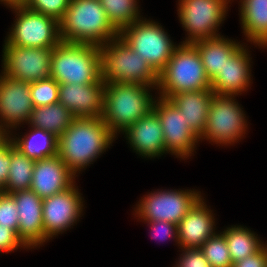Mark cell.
<instances>
[{
	"mask_svg": "<svg viewBox=\"0 0 267 267\" xmlns=\"http://www.w3.org/2000/svg\"><path fill=\"white\" fill-rule=\"evenodd\" d=\"M169 36L161 24L144 17L119 32V37L158 74L177 47Z\"/></svg>",
	"mask_w": 267,
	"mask_h": 267,
	"instance_id": "cell-7",
	"label": "cell"
},
{
	"mask_svg": "<svg viewBox=\"0 0 267 267\" xmlns=\"http://www.w3.org/2000/svg\"><path fill=\"white\" fill-rule=\"evenodd\" d=\"M153 110L162 124L166 152L182 160L191 157L200 140L186 124L179 108L169 99L158 96Z\"/></svg>",
	"mask_w": 267,
	"mask_h": 267,
	"instance_id": "cell-13",
	"label": "cell"
},
{
	"mask_svg": "<svg viewBox=\"0 0 267 267\" xmlns=\"http://www.w3.org/2000/svg\"><path fill=\"white\" fill-rule=\"evenodd\" d=\"M105 82L92 84H59V103L75 118L102 117Z\"/></svg>",
	"mask_w": 267,
	"mask_h": 267,
	"instance_id": "cell-17",
	"label": "cell"
},
{
	"mask_svg": "<svg viewBox=\"0 0 267 267\" xmlns=\"http://www.w3.org/2000/svg\"><path fill=\"white\" fill-rule=\"evenodd\" d=\"M212 89L181 92L169 100L183 113L186 124L200 138L204 133L212 95Z\"/></svg>",
	"mask_w": 267,
	"mask_h": 267,
	"instance_id": "cell-22",
	"label": "cell"
},
{
	"mask_svg": "<svg viewBox=\"0 0 267 267\" xmlns=\"http://www.w3.org/2000/svg\"><path fill=\"white\" fill-rule=\"evenodd\" d=\"M21 247L28 249L14 230L0 226V253H11Z\"/></svg>",
	"mask_w": 267,
	"mask_h": 267,
	"instance_id": "cell-36",
	"label": "cell"
},
{
	"mask_svg": "<svg viewBox=\"0 0 267 267\" xmlns=\"http://www.w3.org/2000/svg\"><path fill=\"white\" fill-rule=\"evenodd\" d=\"M83 199L75 184L63 192L43 199V229L47 241L69 230L79 221L85 209Z\"/></svg>",
	"mask_w": 267,
	"mask_h": 267,
	"instance_id": "cell-14",
	"label": "cell"
},
{
	"mask_svg": "<svg viewBox=\"0 0 267 267\" xmlns=\"http://www.w3.org/2000/svg\"><path fill=\"white\" fill-rule=\"evenodd\" d=\"M30 97L34 107L58 103L59 83L51 77L31 82Z\"/></svg>",
	"mask_w": 267,
	"mask_h": 267,
	"instance_id": "cell-31",
	"label": "cell"
},
{
	"mask_svg": "<svg viewBox=\"0 0 267 267\" xmlns=\"http://www.w3.org/2000/svg\"><path fill=\"white\" fill-rule=\"evenodd\" d=\"M27 0H6V6L24 4Z\"/></svg>",
	"mask_w": 267,
	"mask_h": 267,
	"instance_id": "cell-39",
	"label": "cell"
},
{
	"mask_svg": "<svg viewBox=\"0 0 267 267\" xmlns=\"http://www.w3.org/2000/svg\"><path fill=\"white\" fill-rule=\"evenodd\" d=\"M152 89L157 87L105 82L101 118L115 137L153 110L156 96L151 95Z\"/></svg>",
	"mask_w": 267,
	"mask_h": 267,
	"instance_id": "cell-2",
	"label": "cell"
},
{
	"mask_svg": "<svg viewBox=\"0 0 267 267\" xmlns=\"http://www.w3.org/2000/svg\"><path fill=\"white\" fill-rule=\"evenodd\" d=\"M15 21L5 41L10 45L31 48H53L62 40L59 21L29 9L24 4L10 5Z\"/></svg>",
	"mask_w": 267,
	"mask_h": 267,
	"instance_id": "cell-8",
	"label": "cell"
},
{
	"mask_svg": "<svg viewBox=\"0 0 267 267\" xmlns=\"http://www.w3.org/2000/svg\"><path fill=\"white\" fill-rule=\"evenodd\" d=\"M115 138L101 117L74 118L58 138V155L78 176L112 146Z\"/></svg>",
	"mask_w": 267,
	"mask_h": 267,
	"instance_id": "cell-1",
	"label": "cell"
},
{
	"mask_svg": "<svg viewBox=\"0 0 267 267\" xmlns=\"http://www.w3.org/2000/svg\"><path fill=\"white\" fill-rule=\"evenodd\" d=\"M59 26L61 40L68 43L101 46L119 37L100 0H70Z\"/></svg>",
	"mask_w": 267,
	"mask_h": 267,
	"instance_id": "cell-3",
	"label": "cell"
},
{
	"mask_svg": "<svg viewBox=\"0 0 267 267\" xmlns=\"http://www.w3.org/2000/svg\"><path fill=\"white\" fill-rule=\"evenodd\" d=\"M240 23L245 40L267 48V0H240Z\"/></svg>",
	"mask_w": 267,
	"mask_h": 267,
	"instance_id": "cell-24",
	"label": "cell"
},
{
	"mask_svg": "<svg viewBox=\"0 0 267 267\" xmlns=\"http://www.w3.org/2000/svg\"><path fill=\"white\" fill-rule=\"evenodd\" d=\"M16 149L28 158L37 161L58 154V137L37 127H30L29 133L18 137L7 135ZM13 137V138H12Z\"/></svg>",
	"mask_w": 267,
	"mask_h": 267,
	"instance_id": "cell-25",
	"label": "cell"
},
{
	"mask_svg": "<svg viewBox=\"0 0 267 267\" xmlns=\"http://www.w3.org/2000/svg\"><path fill=\"white\" fill-rule=\"evenodd\" d=\"M0 226L9 227L18 234L19 216L12 194L0 193Z\"/></svg>",
	"mask_w": 267,
	"mask_h": 267,
	"instance_id": "cell-33",
	"label": "cell"
},
{
	"mask_svg": "<svg viewBox=\"0 0 267 267\" xmlns=\"http://www.w3.org/2000/svg\"><path fill=\"white\" fill-rule=\"evenodd\" d=\"M76 177L57 154L35 161L30 190L45 199L72 187Z\"/></svg>",
	"mask_w": 267,
	"mask_h": 267,
	"instance_id": "cell-20",
	"label": "cell"
},
{
	"mask_svg": "<svg viewBox=\"0 0 267 267\" xmlns=\"http://www.w3.org/2000/svg\"><path fill=\"white\" fill-rule=\"evenodd\" d=\"M7 135L0 129V141L4 139Z\"/></svg>",
	"mask_w": 267,
	"mask_h": 267,
	"instance_id": "cell-40",
	"label": "cell"
},
{
	"mask_svg": "<svg viewBox=\"0 0 267 267\" xmlns=\"http://www.w3.org/2000/svg\"><path fill=\"white\" fill-rule=\"evenodd\" d=\"M100 2L108 20L118 32L142 17L137 0H100Z\"/></svg>",
	"mask_w": 267,
	"mask_h": 267,
	"instance_id": "cell-29",
	"label": "cell"
},
{
	"mask_svg": "<svg viewBox=\"0 0 267 267\" xmlns=\"http://www.w3.org/2000/svg\"><path fill=\"white\" fill-rule=\"evenodd\" d=\"M147 222V226L151 227L152 231V237L154 239H158L160 241L167 240L168 238L174 241L178 244V231H177V225L166 222V221H143Z\"/></svg>",
	"mask_w": 267,
	"mask_h": 267,
	"instance_id": "cell-35",
	"label": "cell"
},
{
	"mask_svg": "<svg viewBox=\"0 0 267 267\" xmlns=\"http://www.w3.org/2000/svg\"><path fill=\"white\" fill-rule=\"evenodd\" d=\"M242 44L226 61L222 70L211 81L214 94L237 96L251 85V55Z\"/></svg>",
	"mask_w": 267,
	"mask_h": 267,
	"instance_id": "cell-18",
	"label": "cell"
},
{
	"mask_svg": "<svg viewBox=\"0 0 267 267\" xmlns=\"http://www.w3.org/2000/svg\"><path fill=\"white\" fill-rule=\"evenodd\" d=\"M0 2L3 4H5V6H6V0H0Z\"/></svg>",
	"mask_w": 267,
	"mask_h": 267,
	"instance_id": "cell-41",
	"label": "cell"
},
{
	"mask_svg": "<svg viewBox=\"0 0 267 267\" xmlns=\"http://www.w3.org/2000/svg\"><path fill=\"white\" fill-rule=\"evenodd\" d=\"M35 161L22 154L11 141V161L8 179L3 192L12 194L17 191L30 190Z\"/></svg>",
	"mask_w": 267,
	"mask_h": 267,
	"instance_id": "cell-28",
	"label": "cell"
},
{
	"mask_svg": "<svg viewBox=\"0 0 267 267\" xmlns=\"http://www.w3.org/2000/svg\"><path fill=\"white\" fill-rule=\"evenodd\" d=\"M101 79L104 82L157 87L158 73L120 37L99 46Z\"/></svg>",
	"mask_w": 267,
	"mask_h": 267,
	"instance_id": "cell-6",
	"label": "cell"
},
{
	"mask_svg": "<svg viewBox=\"0 0 267 267\" xmlns=\"http://www.w3.org/2000/svg\"><path fill=\"white\" fill-rule=\"evenodd\" d=\"M157 89L159 96L166 99L181 92L211 89L202 59L192 43L177 45L158 75Z\"/></svg>",
	"mask_w": 267,
	"mask_h": 267,
	"instance_id": "cell-4",
	"label": "cell"
},
{
	"mask_svg": "<svg viewBox=\"0 0 267 267\" xmlns=\"http://www.w3.org/2000/svg\"><path fill=\"white\" fill-rule=\"evenodd\" d=\"M51 78L59 84L100 83L99 46L61 41L52 50Z\"/></svg>",
	"mask_w": 267,
	"mask_h": 267,
	"instance_id": "cell-5",
	"label": "cell"
},
{
	"mask_svg": "<svg viewBox=\"0 0 267 267\" xmlns=\"http://www.w3.org/2000/svg\"><path fill=\"white\" fill-rule=\"evenodd\" d=\"M75 117L61 103L34 107L28 125L53 133L58 138L71 125Z\"/></svg>",
	"mask_w": 267,
	"mask_h": 267,
	"instance_id": "cell-26",
	"label": "cell"
},
{
	"mask_svg": "<svg viewBox=\"0 0 267 267\" xmlns=\"http://www.w3.org/2000/svg\"><path fill=\"white\" fill-rule=\"evenodd\" d=\"M11 161V140L8 136L0 141V187L3 188L8 179Z\"/></svg>",
	"mask_w": 267,
	"mask_h": 267,
	"instance_id": "cell-37",
	"label": "cell"
},
{
	"mask_svg": "<svg viewBox=\"0 0 267 267\" xmlns=\"http://www.w3.org/2000/svg\"><path fill=\"white\" fill-rule=\"evenodd\" d=\"M157 190L148 192L136 204L134 215L138 220L166 221L177 225L202 197L196 189Z\"/></svg>",
	"mask_w": 267,
	"mask_h": 267,
	"instance_id": "cell-11",
	"label": "cell"
},
{
	"mask_svg": "<svg viewBox=\"0 0 267 267\" xmlns=\"http://www.w3.org/2000/svg\"><path fill=\"white\" fill-rule=\"evenodd\" d=\"M231 267H267V244L252 256L232 263Z\"/></svg>",
	"mask_w": 267,
	"mask_h": 267,
	"instance_id": "cell-38",
	"label": "cell"
},
{
	"mask_svg": "<svg viewBox=\"0 0 267 267\" xmlns=\"http://www.w3.org/2000/svg\"><path fill=\"white\" fill-rule=\"evenodd\" d=\"M175 267H211L200 248H181Z\"/></svg>",
	"mask_w": 267,
	"mask_h": 267,
	"instance_id": "cell-34",
	"label": "cell"
},
{
	"mask_svg": "<svg viewBox=\"0 0 267 267\" xmlns=\"http://www.w3.org/2000/svg\"><path fill=\"white\" fill-rule=\"evenodd\" d=\"M200 249L211 267H231L232 260L227 241L221 232L209 238Z\"/></svg>",
	"mask_w": 267,
	"mask_h": 267,
	"instance_id": "cell-30",
	"label": "cell"
},
{
	"mask_svg": "<svg viewBox=\"0 0 267 267\" xmlns=\"http://www.w3.org/2000/svg\"><path fill=\"white\" fill-rule=\"evenodd\" d=\"M235 97L212 95L204 133L199 140L205 139L210 143L228 146L244 137L248 129L247 118Z\"/></svg>",
	"mask_w": 267,
	"mask_h": 267,
	"instance_id": "cell-9",
	"label": "cell"
},
{
	"mask_svg": "<svg viewBox=\"0 0 267 267\" xmlns=\"http://www.w3.org/2000/svg\"><path fill=\"white\" fill-rule=\"evenodd\" d=\"M4 42L1 66L3 75L28 83L51 77L53 48L19 47Z\"/></svg>",
	"mask_w": 267,
	"mask_h": 267,
	"instance_id": "cell-12",
	"label": "cell"
},
{
	"mask_svg": "<svg viewBox=\"0 0 267 267\" xmlns=\"http://www.w3.org/2000/svg\"><path fill=\"white\" fill-rule=\"evenodd\" d=\"M34 108L30 97V83L0 75V129L8 135L28 123ZM12 130V131H11Z\"/></svg>",
	"mask_w": 267,
	"mask_h": 267,
	"instance_id": "cell-15",
	"label": "cell"
},
{
	"mask_svg": "<svg viewBox=\"0 0 267 267\" xmlns=\"http://www.w3.org/2000/svg\"><path fill=\"white\" fill-rule=\"evenodd\" d=\"M124 133L130 147L141 157L159 158L167 153L162 124L154 110L133 123Z\"/></svg>",
	"mask_w": 267,
	"mask_h": 267,
	"instance_id": "cell-19",
	"label": "cell"
},
{
	"mask_svg": "<svg viewBox=\"0 0 267 267\" xmlns=\"http://www.w3.org/2000/svg\"><path fill=\"white\" fill-rule=\"evenodd\" d=\"M202 196L177 224L179 248H200L216 234L215 218Z\"/></svg>",
	"mask_w": 267,
	"mask_h": 267,
	"instance_id": "cell-21",
	"label": "cell"
},
{
	"mask_svg": "<svg viewBox=\"0 0 267 267\" xmlns=\"http://www.w3.org/2000/svg\"><path fill=\"white\" fill-rule=\"evenodd\" d=\"M221 233L227 241L232 263L252 256L265 245L256 233L241 225H232Z\"/></svg>",
	"mask_w": 267,
	"mask_h": 267,
	"instance_id": "cell-27",
	"label": "cell"
},
{
	"mask_svg": "<svg viewBox=\"0 0 267 267\" xmlns=\"http://www.w3.org/2000/svg\"><path fill=\"white\" fill-rule=\"evenodd\" d=\"M19 216L18 236L30 249L40 248L47 240L44 238L41 199L32 190L12 193Z\"/></svg>",
	"mask_w": 267,
	"mask_h": 267,
	"instance_id": "cell-16",
	"label": "cell"
},
{
	"mask_svg": "<svg viewBox=\"0 0 267 267\" xmlns=\"http://www.w3.org/2000/svg\"><path fill=\"white\" fill-rule=\"evenodd\" d=\"M202 59V64L210 81L222 70L228 58L243 44L223 35L198 40L192 43Z\"/></svg>",
	"mask_w": 267,
	"mask_h": 267,
	"instance_id": "cell-23",
	"label": "cell"
},
{
	"mask_svg": "<svg viewBox=\"0 0 267 267\" xmlns=\"http://www.w3.org/2000/svg\"><path fill=\"white\" fill-rule=\"evenodd\" d=\"M70 0H27L24 5L29 9L51 16L60 21L69 7Z\"/></svg>",
	"mask_w": 267,
	"mask_h": 267,
	"instance_id": "cell-32",
	"label": "cell"
},
{
	"mask_svg": "<svg viewBox=\"0 0 267 267\" xmlns=\"http://www.w3.org/2000/svg\"><path fill=\"white\" fill-rule=\"evenodd\" d=\"M178 17L188 35L183 43L216 38L231 0H178ZM233 1V0H232ZM229 6V7H228Z\"/></svg>",
	"mask_w": 267,
	"mask_h": 267,
	"instance_id": "cell-10",
	"label": "cell"
}]
</instances>
